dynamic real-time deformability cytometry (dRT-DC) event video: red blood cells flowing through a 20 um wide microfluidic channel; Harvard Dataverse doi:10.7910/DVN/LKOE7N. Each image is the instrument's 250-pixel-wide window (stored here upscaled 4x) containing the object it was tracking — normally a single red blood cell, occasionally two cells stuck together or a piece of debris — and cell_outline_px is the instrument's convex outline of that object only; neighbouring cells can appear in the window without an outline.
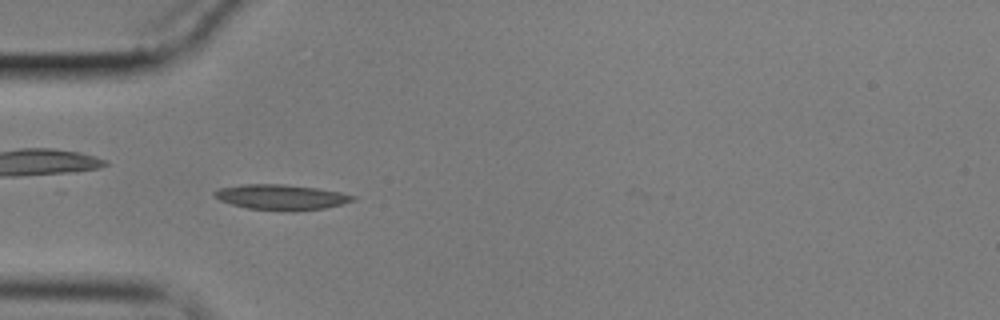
{"species": "common noctule bat (a hibernating species)", "species_latin": "Nyctalus noctula", "temperature_condition": "cold", "stored_images_in_passage": 59, "camera_frame_rate_fps": 3000, "um_per_image_px": 0.085, "animal": {"sex": "male", "body_mass_g": 17.9}, "frame": {"image": 1, "passage_image": 18, "time_ms": 5.667, "image_size_px": [1000, 320], "cell_outline_px": [[356, 200], [324, 208], [292, 212], [248, 208], [232, 204], [220, 200], [212, 192], [220, 188], [240, 184], [284, 184], [316, 188], [340, 192], [356, 196]], "centroid_in_image_um": [23.91, 16.76], "position_along_channel_um": 61.1, "area_um2": 20.4}}
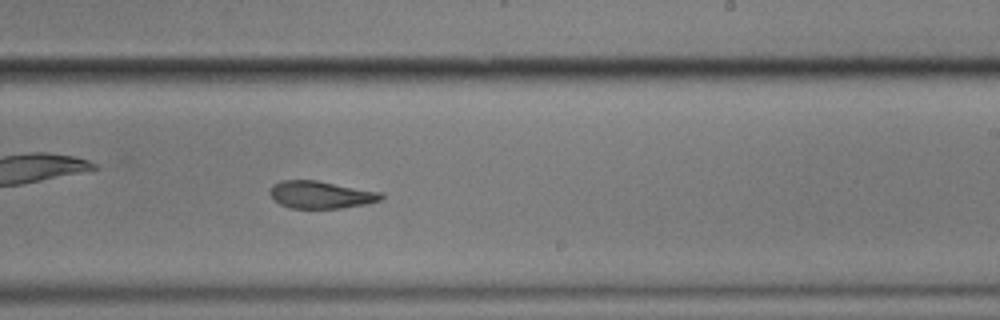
{"frame": {"image": 2, "passage_image": 36, "time_ms": 11.667, "image_size_px": [1000, 320], "cell_outline_px": [[384, 196], [380, 200], [368, 204], [340, 208], [292, 208], [280, 204], [268, 192], [272, 184], [280, 180], [316, 180], [384, 192]], "centroid_in_image_um": [27.3, 16.54], "position_along_channel_um": 261.7, "area_um2": 17.92}}
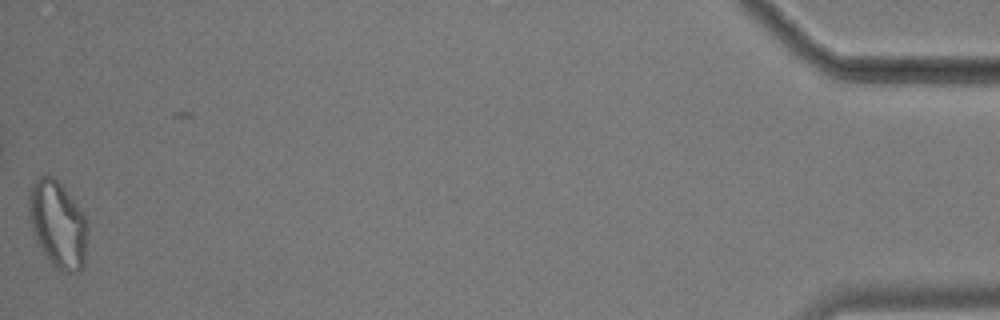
{"frame": {"image": 3, "passage_image": 59, "time_ms": 19.333, "image_size_px": [1000, 320], "cell_outline_px": [[88, 236], [84, 268], [76, 272], [64, 272], [56, 268], [48, 260], [36, 240], [32, 228], [28, 208], [28, 196], [32, 184], [40, 176], [52, 176], [60, 184], [88, 220]], "centroid_in_image_um": [4.94, 19.11], "position_along_channel_um": 430.3, "area_um2": 29.65}, "authors_computed_cell_mechanics": {"area_um2": 18.7272, "velocity_mm_per_s": 3.4023, "shape_relaxation_time_tau1_ms": null, "shape_relaxation_time_tau2_ms": 5.0714, "deformation_change_tau1": null, "deformation_change_tau2": 0.1114}}